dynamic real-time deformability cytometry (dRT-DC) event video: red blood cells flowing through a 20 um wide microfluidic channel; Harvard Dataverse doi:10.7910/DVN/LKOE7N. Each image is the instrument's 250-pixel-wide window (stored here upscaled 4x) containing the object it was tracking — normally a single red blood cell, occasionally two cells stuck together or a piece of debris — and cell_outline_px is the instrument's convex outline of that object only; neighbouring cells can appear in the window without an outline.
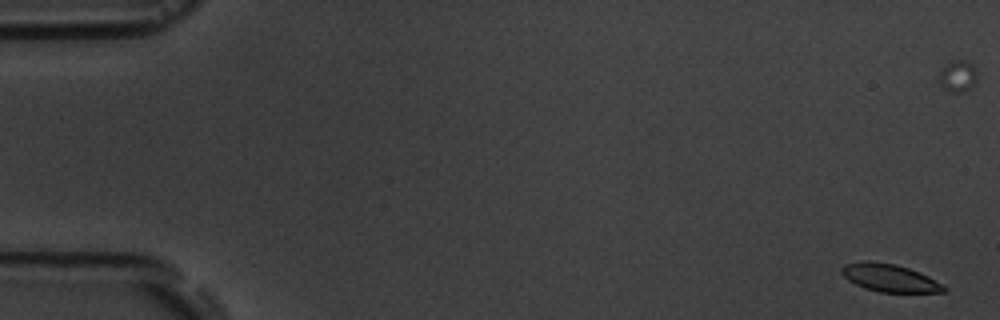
{"species": "common noctule bat (a hibernating species)", "species_latin": "Nyctalus noctula", "temperature_condition": "room temperature", "stored_images_in_passage": 6, "camera_frame_rate_fps": 3000, "um_per_image_px": 0.085, "animal": {"sex": "male", "body_mass_g": 19.5, "forearm_length_mm": 54.6}, "frame": {"image": 1, "passage_image": 1, "time_ms": 0.0, "image_size_px": [1000, 320], "cell_outline_px": [[948, 288], [944, 292], [880, 292], [864, 288], [848, 280], [840, 272], [840, 268], [844, 264], [864, 260], [868, 260], [896, 264], [908, 268], [928, 276], [944, 284]], "centroid_in_image_um": [75.61, 23.61], "position_along_channel_um": 9.4, "area_um2": 16.65}}